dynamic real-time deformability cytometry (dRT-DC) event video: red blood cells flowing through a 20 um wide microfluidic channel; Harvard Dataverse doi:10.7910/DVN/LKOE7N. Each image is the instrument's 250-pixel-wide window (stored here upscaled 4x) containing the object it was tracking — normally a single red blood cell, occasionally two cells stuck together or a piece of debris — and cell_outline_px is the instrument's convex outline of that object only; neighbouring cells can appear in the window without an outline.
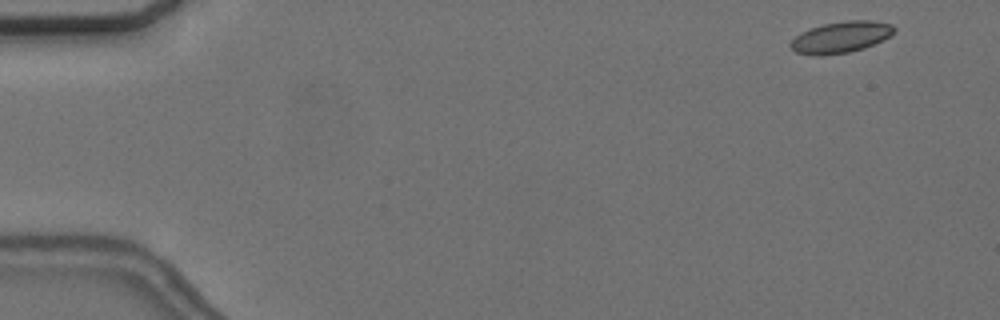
{"species": "common noctule bat (a hibernating species)", "species_latin": "Nyctalus noctula", "temperature_condition": "cold", "stored_images_in_passage": 56, "camera_frame_rate_fps": 3000, "um_per_image_px": 0.085, "animal": {"sex": "female", "body_mass_g": 24.6, "forearm_length_mm": 56.2}, "frame": {"image": 1, "passage_image": 3, "time_ms": 0.667, "image_size_px": [1000, 320], "cell_outline_px": [[896, 32], [884, 40], [864, 48], [848, 52], [820, 56], [796, 52], [788, 44], [796, 36], [812, 28], [824, 24], [848, 20], [872, 20], [892, 24], [896, 28]], "centroid_in_image_um": [71.54, 3.15], "position_along_channel_um": 13.5, "area_um2": 18.84}}
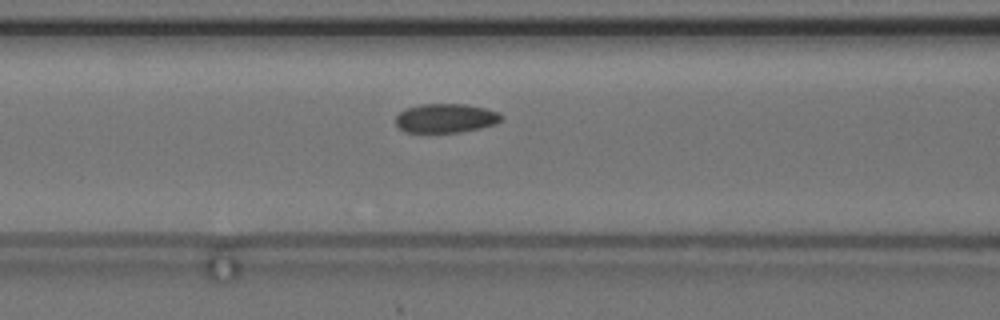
{"frame": {"image": 2, "passage_image": 23, "time_ms": 7.333, "image_size_px": [1000, 320], "cell_outline_px": [[504, 120], [496, 124], [480, 128], [460, 132], [404, 132], [396, 124], [396, 116], [404, 108], [424, 104], [464, 104], [484, 108], [500, 112], [504, 116]], "centroid_in_image_um": [37.93, 10.04], "position_along_channel_um": 128.7, "area_um2": 18.03}}
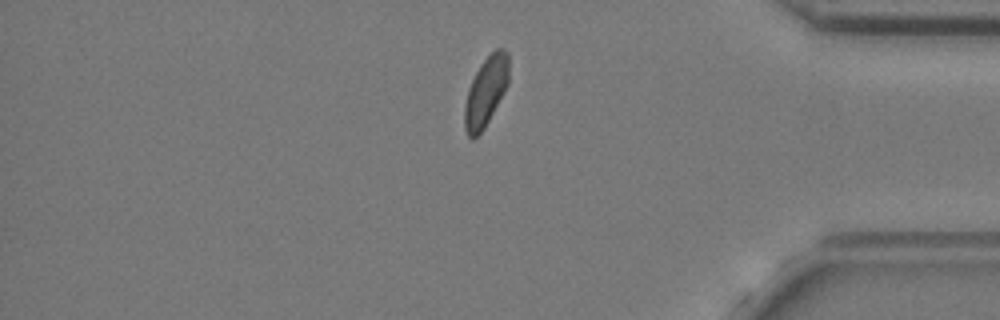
{"frame": {"image": 3, "passage_image": 47, "time_ms": 15.333, "image_size_px": [1000, 320], "cell_outline_px": [[508, 84], [504, 92], [484, 128], [472, 140], [468, 136], [464, 128], [464, 104], [468, 88], [480, 64], [496, 48], [504, 48], [508, 52]], "centroid_in_image_um": [41.28, 7.78], "position_along_channel_um": 393.9, "area_um2": 17.8}, "authors_computed_cell_mechanics": {"area_um2": 18.3804, "velocity_mm_per_s": 3.6437, "shape_relaxation_time_tau1_ms": null, "shape_relaxation_time_tau2_ms": 2.19, "deformation_change_tau1": null, "deformation_change_tau2": 0.0529}}